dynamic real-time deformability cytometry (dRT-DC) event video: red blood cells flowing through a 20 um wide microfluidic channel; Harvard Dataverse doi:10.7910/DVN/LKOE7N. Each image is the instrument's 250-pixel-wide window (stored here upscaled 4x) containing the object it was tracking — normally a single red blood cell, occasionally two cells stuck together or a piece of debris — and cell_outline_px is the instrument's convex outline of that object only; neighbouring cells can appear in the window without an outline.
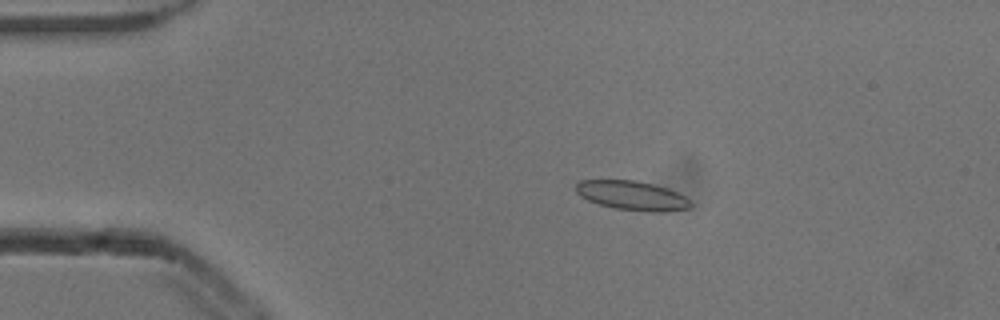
{"species": "common noctule bat (a hibernating species)", "species_latin": "Nyctalus noctula", "temperature_condition": "cold", "stored_images_in_passage": 44, "camera_frame_rate_fps": 3000, "um_per_image_px": 0.085, "animal": {"sex": "male", "body_mass_g": 13.3}, "frame": {"image": 1, "passage_image": 1, "time_ms": 0.0, "image_size_px": [1000, 320], "cell_outline_px": [[692, 208], [664, 212], [648, 212], [612, 208], [588, 200], [580, 196], [576, 192], [576, 184], [580, 180], [636, 180], [668, 188], [692, 200]], "centroid_in_image_um": [53.77, 16.63], "position_along_channel_um": 31.2, "area_um2": 19.77}}
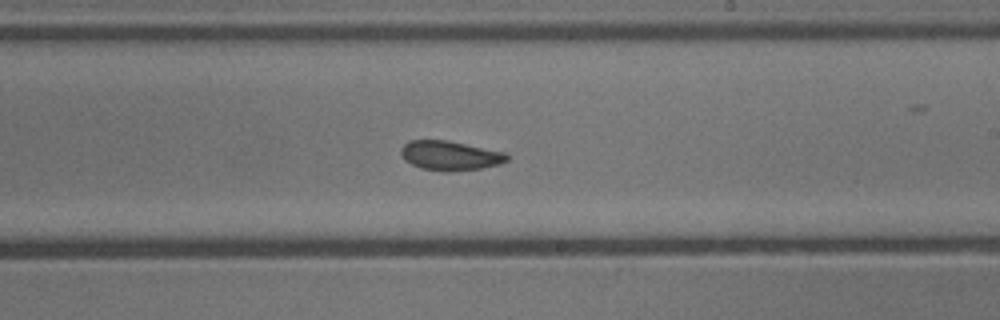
{"frame": {"image": 2, "passage_image": 22, "time_ms": 7.0, "image_size_px": [1000, 320], "cell_outline_px": [[508, 160], [500, 164], [480, 168], [448, 172], [420, 168], [404, 160], [400, 152], [400, 148], [408, 140], [448, 140], [508, 152]], "centroid_in_image_um": [38.26, 13.21], "position_along_channel_um": 250.7, "area_um2": 18.44}}
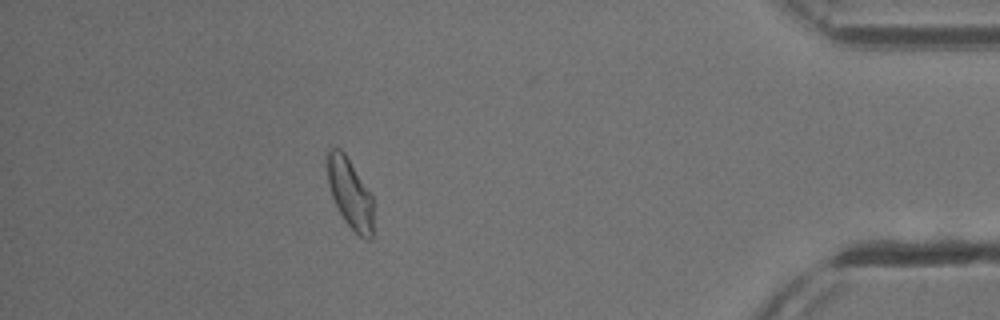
{"frame": {"image": 3, "passage_image": 38, "time_ms": 12.333, "image_size_px": [1000, 320], "cell_outline_px": [[372, 240], [368, 240], [360, 236], [344, 220], [332, 196], [328, 184], [328, 148], [340, 148], [344, 152], [372, 196]], "centroid_in_image_um": [29.75, 16.44], "position_along_channel_um": 405.4, "area_um2": 18.21}, "authors_computed_cell_mechanics": {"area_um2": 18.6694, "velocity_mm_per_s": 3.8537, "shape_relaxation_time_tau1_ms": null, "shape_relaxation_time_tau2_ms": 1.7586, "deformation_change_tau1": null, "deformation_change_tau2": 0.0522}}